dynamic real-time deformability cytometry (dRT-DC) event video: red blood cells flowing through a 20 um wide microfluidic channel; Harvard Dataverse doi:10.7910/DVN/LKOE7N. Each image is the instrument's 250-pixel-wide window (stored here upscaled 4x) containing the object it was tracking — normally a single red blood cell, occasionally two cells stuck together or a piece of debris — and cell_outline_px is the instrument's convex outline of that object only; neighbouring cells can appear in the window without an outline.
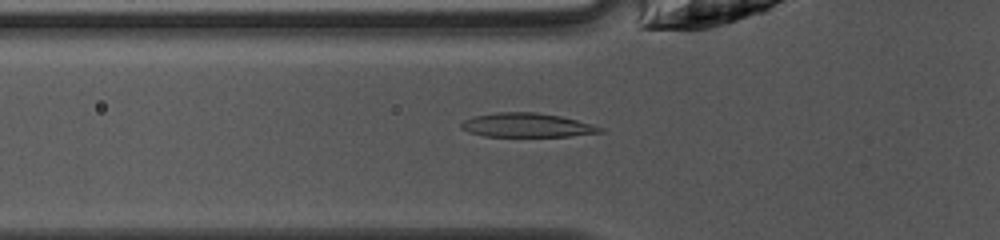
{"species": "common noctule bat (a hibernating species)", "species_latin": "Nyctalus noctula", "temperature_condition": "warm", "stored_images_in_passage": 44, "camera_frame_rate_fps": 3000, "um_per_image_px": 0.085, "animal": {"sex": "female", "body_mass_g": 10.0, "forearm_length_mm": 53.1}, "frame": {"image": 1, "passage_image": 16, "time_ms": 5.0, "image_size_px": [1000, 240], "cell_outline_px": [[604, 132], [568, 136], [484, 136], [468, 132], [460, 128], [460, 124], [464, 120], [472, 116], [496, 112], [536, 112], [560, 116], [592, 124], [604, 128]], "centroid_in_image_um": [44.75, 10.63], "position_along_channel_um": 81.0, "area_um2": 19.48}}
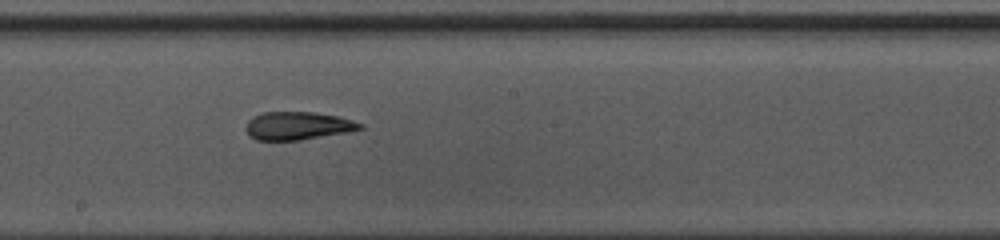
{"frame": {"image": 2, "passage_image": 26, "time_ms": 8.333, "image_size_px": [1000, 240], "cell_outline_px": [[364, 128], [348, 132], [300, 140], [256, 140], [248, 136], [244, 128], [248, 120], [252, 116], [264, 112], [316, 112], [340, 116], [364, 124]], "centroid_in_image_um": [25.3, 10.69], "position_along_channel_um": 222.9, "area_um2": 18.96}}
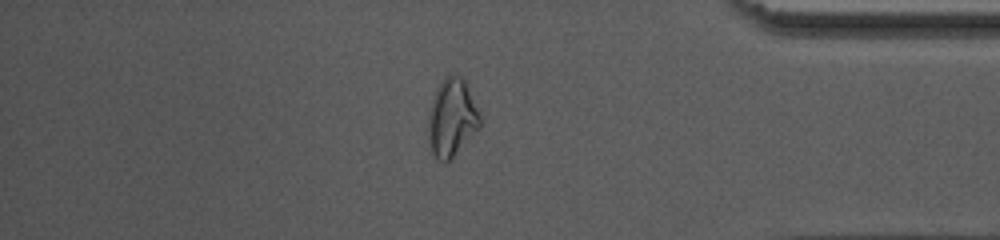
{"frame": {"image": 3, "passage_image": 40, "time_ms": 13.0, "image_size_px": [1000, 240], "cell_outline_px": [[480, 128], [444, 164], [436, 160], [432, 152], [428, 140], [428, 112], [436, 88], [444, 76], [448, 72], [456, 72], [464, 80], [480, 112]], "centroid_in_image_um": [38.38, 9.97], "position_along_channel_um": 396.8, "area_um2": 23.76}}